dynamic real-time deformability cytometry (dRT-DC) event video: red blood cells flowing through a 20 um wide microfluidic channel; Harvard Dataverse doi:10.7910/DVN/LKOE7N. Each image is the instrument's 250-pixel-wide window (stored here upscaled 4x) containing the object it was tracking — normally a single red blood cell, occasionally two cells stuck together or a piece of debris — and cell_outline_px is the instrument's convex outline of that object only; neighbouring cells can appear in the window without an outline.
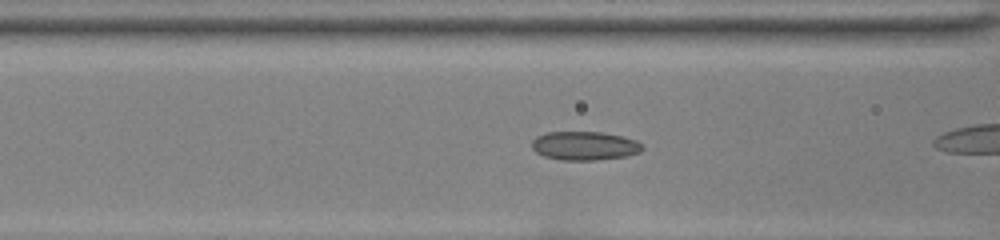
{"species": "common noctule bat (a hibernating species)", "species_latin": "Nyctalus noctula", "temperature_condition": "room temperature", "stored_images_in_passage": 5, "camera_frame_rate_fps": 3000, "um_per_image_px": 0.085, "animal": {"sex": "female", "body_mass_g": 22.0, "forearm_length_mm": 56.7}, "frame": {"image": 1, "passage_image": 3, "time_ms": 0.667, "image_size_px": [1000, 240], "cell_outline_px": [[644, 148], [640, 152], [624, 156], [596, 160], [560, 160], [544, 156], [536, 152], [532, 148], [532, 140], [536, 136], [548, 132], [600, 132], [620, 136], [636, 140]], "centroid_in_image_um": [49.65, 12.39], "position_along_channel_um": 116.9, "area_um2": 18.38}}